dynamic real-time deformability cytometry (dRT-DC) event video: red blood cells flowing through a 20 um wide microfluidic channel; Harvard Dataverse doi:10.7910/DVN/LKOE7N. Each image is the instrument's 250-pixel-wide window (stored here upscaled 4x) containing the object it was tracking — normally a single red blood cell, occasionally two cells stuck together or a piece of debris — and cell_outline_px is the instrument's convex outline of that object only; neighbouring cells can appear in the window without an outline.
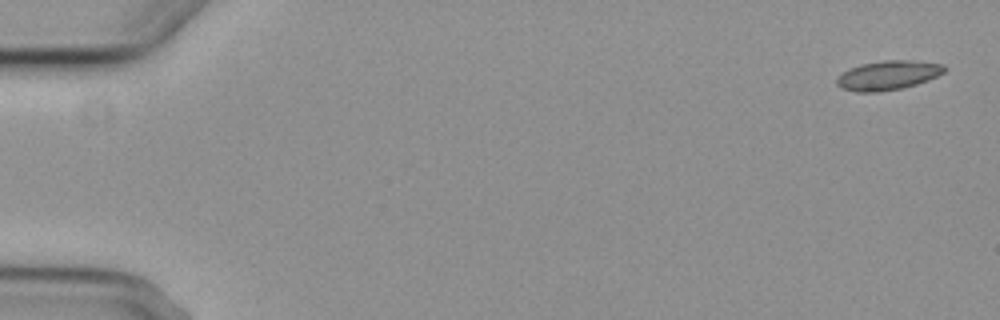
{"species": "common noctule bat (a hibernating species)", "species_latin": "Nyctalus noctula", "temperature_condition": "cold", "stored_images_in_passage": 5, "camera_frame_rate_fps": 3000, "um_per_image_px": 0.085, "animal": {"sex": "female", "body_mass_g": 29.2, "forearm_length_mm": 56.3}, "frame": {"image": 1, "passage_image": 1, "time_ms": 0.0, "image_size_px": [1000, 320], "cell_outline_px": [[948, 68], [944, 72], [928, 80], [916, 84], [900, 88], [880, 92], [856, 92], [840, 88], [836, 84], [836, 76], [848, 68], [860, 64], [884, 60], [908, 60], [944, 64]], "centroid_in_image_um": [75.43, 6.4], "position_along_channel_um": 9.6, "area_um2": 18.55}}